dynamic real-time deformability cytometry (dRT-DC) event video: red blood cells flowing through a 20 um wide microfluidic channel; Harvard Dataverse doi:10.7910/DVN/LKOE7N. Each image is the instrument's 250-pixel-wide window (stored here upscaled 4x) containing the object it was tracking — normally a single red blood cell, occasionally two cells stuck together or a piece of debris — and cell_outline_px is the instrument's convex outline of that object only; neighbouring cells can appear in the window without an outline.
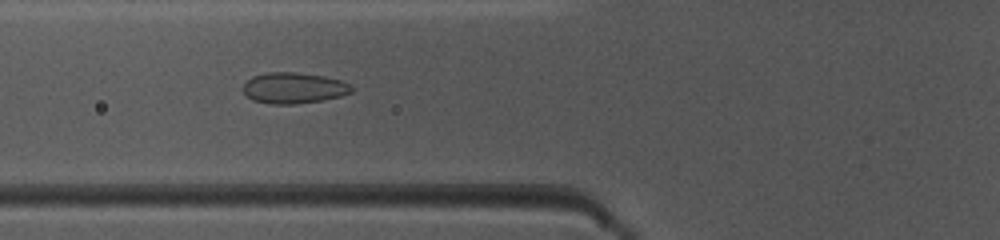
{"species": "common noctule bat (a hibernating species)", "species_latin": "Nyctalus noctula", "temperature_condition": "warm", "stored_images_in_passage": 36, "camera_frame_rate_fps": 3000, "um_per_image_px": 0.085, "animal": {"sex": "female", "body_mass_g": 10.0, "forearm_length_mm": 53.1}, "frame": {"image": 1, "passage_image": 5, "time_ms": 1.333, "image_size_px": [1000, 240], "cell_outline_px": [[352, 92], [340, 96], [324, 100], [296, 104], [272, 104], [252, 100], [244, 92], [244, 84], [252, 76], [268, 72], [296, 72], [324, 76], [340, 80], [348, 84], [352, 88]], "centroid_in_image_um": [24.96, 7.48], "position_along_channel_um": 100.8, "area_um2": 19.48}}
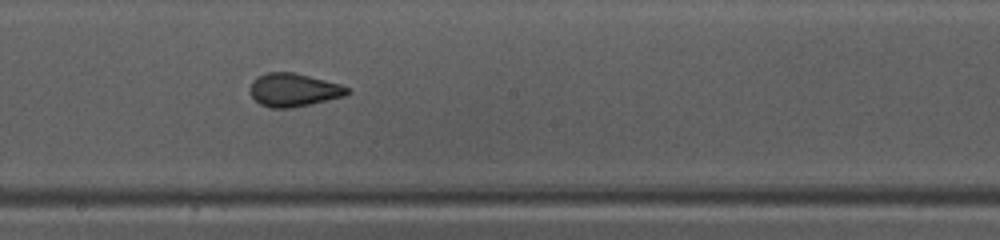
{"frame": {"image": 2, "passage_image": 14, "time_ms": 4.333, "image_size_px": [1000, 240], "cell_outline_px": [[352, 92], [344, 96], [308, 104], [288, 108], [272, 108], [260, 104], [252, 96], [252, 80], [256, 76], [268, 72], [292, 72], [340, 84], [348, 88]], "centroid_in_image_um": [24.96, 7.64], "position_along_channel_um": 223.2, "area_um2": 18.44}}
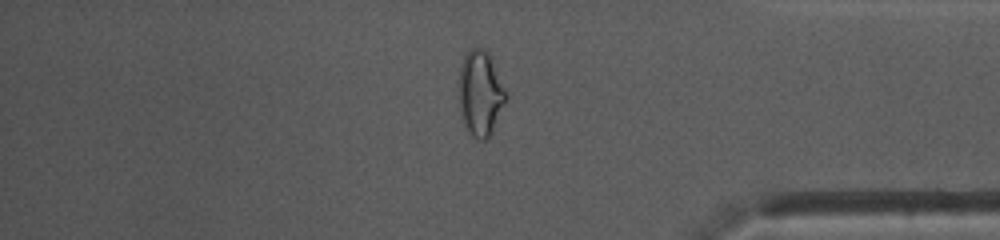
{"frame": {"image": 3, "passage_image": 28, "time_ms": 9.0, "image_size_px": [1000, 240], "cell_outline_px": [[508, 100], [492, 132], [484, 140], [480, 140], [472, 136], [468, 132], [460, 116], [460, 68], [464, 56], [472, 48], [484, 48], [488, 52], [508, 92]], "centroid_in_image_um": [40.88, 7.95], "position_along_channel_um": 394.3, "area_um2": 23.52}, "authors_computed_cell_mechanics": {"area_um2": 19.2763, "velocity_mm_per_s": 4.0523, "shape_relaxation_time_tau1_ms": null, "shape_relaxation_time_tau2_ms": 0.9163, "deformation_change_tau1": null, "deformation_change_tau2": 0.0432}}